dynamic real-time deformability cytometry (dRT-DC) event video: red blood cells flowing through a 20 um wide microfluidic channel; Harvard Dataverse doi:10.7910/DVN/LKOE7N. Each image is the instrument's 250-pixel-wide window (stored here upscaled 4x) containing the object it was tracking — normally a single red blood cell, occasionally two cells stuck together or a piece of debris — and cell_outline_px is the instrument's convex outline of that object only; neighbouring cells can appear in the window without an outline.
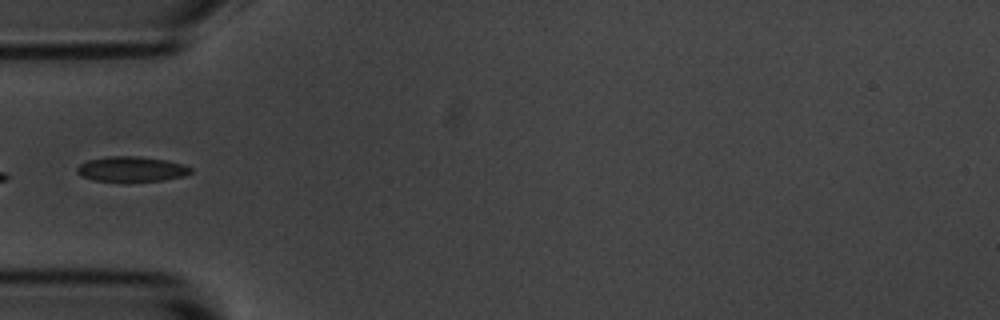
{"species": "common noctule bat (a hibernating species)", "species_latin": "Nyctalus noctula", "temperature_condition": "room temperature", "stored_images_in_passage": 5, "camera_frame_rate_fps": 3000, "um_per_image_px": 0.085, "animal": {"sex": "male", "body_mass_g": 20.1, "forearm_length_mm": 53.5}, "frame": {"image": 1, "passage_image": 5, "time_ms": 1.333, "image_size_px": [1000, 320], "cell_outline_px": [[192, 172], [184, 176], [164, 180], [92, 180], [80, 176], [76, 172], [76, 168], [80, 164], [88, 160], [108, 156], [140, 156], [168, 160], [184, 164], [192, 168]], "centroid_in_image_um": [11.19, 14.35], "position_along_channel_um": 73.8, "area_um2": 16.53}}